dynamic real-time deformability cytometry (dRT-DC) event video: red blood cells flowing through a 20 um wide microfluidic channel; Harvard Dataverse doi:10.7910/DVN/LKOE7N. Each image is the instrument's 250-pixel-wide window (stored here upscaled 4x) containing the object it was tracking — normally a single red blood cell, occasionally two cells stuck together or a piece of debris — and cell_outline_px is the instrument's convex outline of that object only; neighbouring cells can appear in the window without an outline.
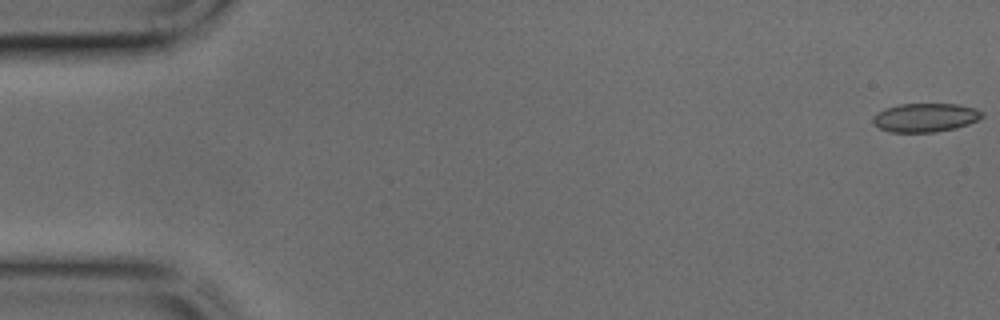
{"species": "common noctule bat (a hibernating species)", "species_latin": "Nyctalus noctula", "temperature_condition": "cold", "stored_images_in_passage": 16, "camera_frame_rate_fps": 3000, "um_per_image_px": 0.085, "animal": {"sex": "male", "body_mass_g": 17.9, "forearm_length_mm": 54.2}, "frame": {"image": 1, "passage_image": 1, "time_ms": 0.0, "image_size_px": [1000, 320], "cell_outline_px": [[984, 116], [968, 124], [956, 128], [932, 132], [888, 132], [872, 124], [872, 116], [876, 112], [884, 108], [900, 104], [956, 104], [976, 108], [984, 112]], "centroid_in_image_um": [78.61, 9.99], "position_along_channel_um": 6.4, "area_um2": 18.44}}
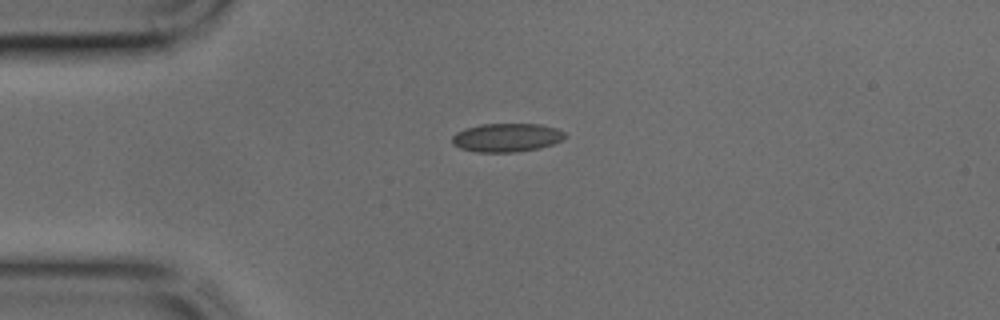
{"frame": {"image": 2, "passage_image": 11, "time_ms": 3.333, "image_size_px": [1000, 320], "cell_outline_px": [[568, 136], [552, 144], [540, 148], [516, 152], [476, 152], [460, 148], [452, 144], [452, 136], [456, 132], [464, 128], [480, 124], [540, 124], [556, 128], [564, 132]], "centroid_in_image_um": [43.04, 11.69], "position_along_channel_um": 42.0, "area_um2": 18.9}}